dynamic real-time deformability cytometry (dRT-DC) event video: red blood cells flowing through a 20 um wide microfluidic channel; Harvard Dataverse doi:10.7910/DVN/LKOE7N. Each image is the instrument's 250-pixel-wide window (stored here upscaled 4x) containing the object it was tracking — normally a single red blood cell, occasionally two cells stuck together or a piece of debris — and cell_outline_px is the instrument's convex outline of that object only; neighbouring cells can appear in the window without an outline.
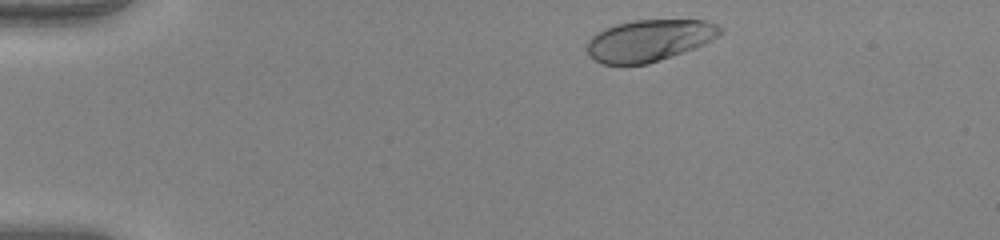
{"species": "human", "species_latin": "Homo sapiens", "temperature_condition": "warm", "stored_images_in_passage": 44, "camera_frame_rate_fps": 3000, "um_per_image_px": 0.085, "donor": {"sex": "female"}, "frame": {"image": 1, "passage_image": 2, "time_ms": 0.333, "image_size_px": [1000, 240], "cell_outline_px": [[724, 32], [704, 44], [648, 64], [604, 64], [592, 60], [588, 56], [588, 40], [596, 32], [604, 28], [616, 24], [632, 20], [704, 20], [716, 24], [724, 28]], "centroid_in_image_um": [55.17, 3.43], "position_along_channel_um": 29.8, "area_um2": 32.31}}
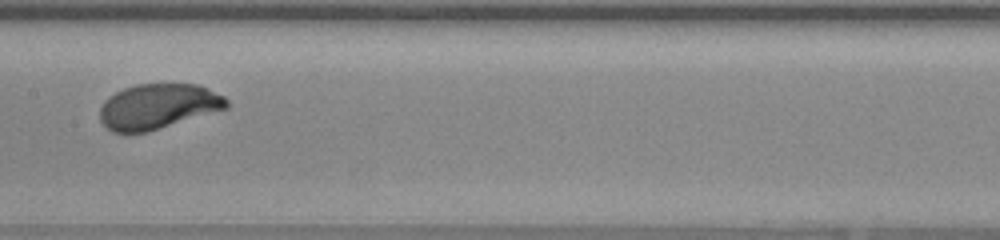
{"frame": {"image": 2, "passage_image": 20, "time_ms": 6.333, "image_size_px": [1000, 240], "cell_outline_px": [[228, 108], [148, 132], [112, 132], [100, 120], [100, 108], [104, 100], [108, 96], [124, 88], [136, 84], [196, 84], [208, 88], [224, 96], [228, 100]], "centroid_in_image_um": [13.44, 9.04], "position_along_channel_um": 194.0, "area_um2": 33.35}}
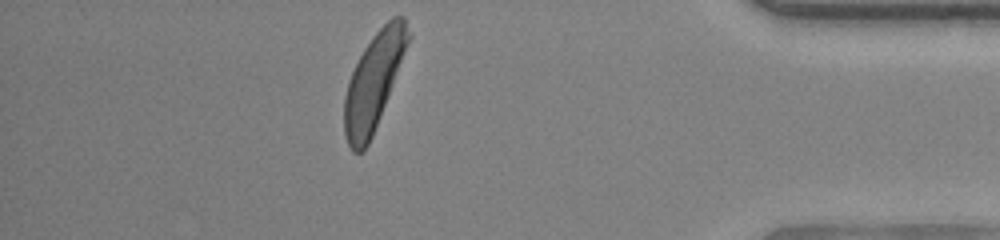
{"frame": {"image": 3, "passage_image": 38, "time_ms": 12.333, "image_size_px": [1000, 240], "cell_outline_px": [[412, 36], [372, 136], [364, 152], [352, 152], [344, 136], [344, 96], [348, 80], [364, 48], [372, 36], [392, 16], [404, 16]], "centroid_in_image_um": [31.76, 6.92], "position_along_channel_um": 403.4, "area_um2": 35.66}, "authors_computed_cell_mechanics": {"area_um2": 34.0731, "velocity_mm_per_s": 4.0604, "shape_relaxation_time_tau1_ms": 2.1057, "shape_relaxation_time_tau2_ms": null, "deformation_change_tau1": 0.1509, "deformation_change_tau2": null}}